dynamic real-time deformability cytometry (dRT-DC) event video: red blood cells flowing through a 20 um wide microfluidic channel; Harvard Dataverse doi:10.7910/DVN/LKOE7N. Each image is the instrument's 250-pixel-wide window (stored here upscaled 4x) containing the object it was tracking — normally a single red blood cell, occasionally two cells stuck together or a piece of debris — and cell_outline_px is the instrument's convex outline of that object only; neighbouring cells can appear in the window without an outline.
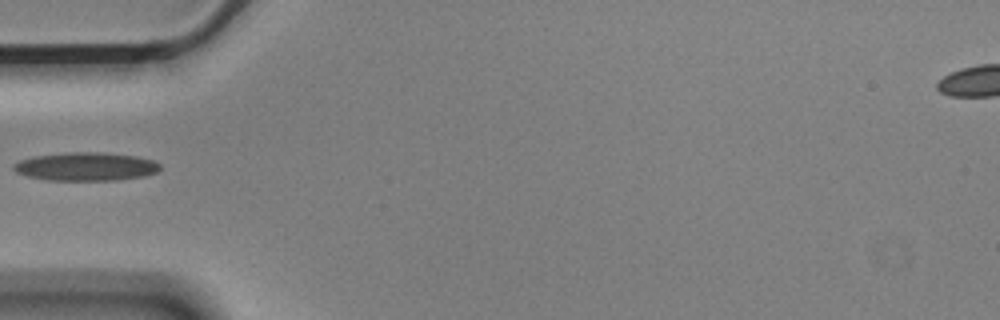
{"species": "Egyptian fruit bat (a non-hibernating species)", "species_latin": "Rousettus aegyptiacus", "temperature_condition": "cold", "stored_images_in_passage": 38, "camera_frame_rate_fps": 3000, "um_per_image_px": 0.085, "animal": {"sex": "male"}, "frame": {"image": 1, "passage_image": 1, "time_ms": 0.0, "image_size_px": [1000, 320], "cell_outline_px": [[160, 168], [156, 172], [144, 176], [116, 180], [48, 180], [28, 176], [16, 172], [12, 168], [12, 164], [20, 160], [32, 156], [68, 152], [104, 152], [136, 156], [152, 160], [160, 164]], "centroid_in_image_um": [7.27, 14.15], "position_along_channel_um": 77.7, "area_um2": 24.28}}
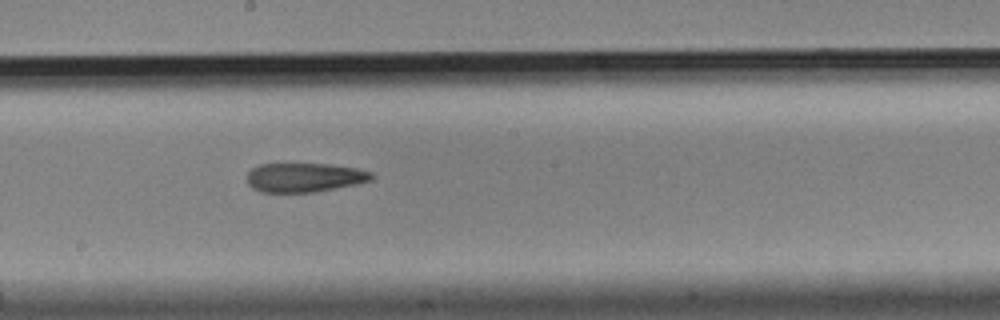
{"frame": {"image": 2, "passage_image": 13, "time_ms": 4.0, "image_size_px": [1000, 320], "cell_outline_px": [[372, 180], [356, 184], [312, 192], [260, 192], [252, 188], [248, 184], [248, 172], [252, 168], [260, 164], [328, 164], [356, 168], [372, 172]], "centroid_in_image_um": [25.86, 15.08], "position_along_channel_um": 222.3, "area_um2": 20.98}}
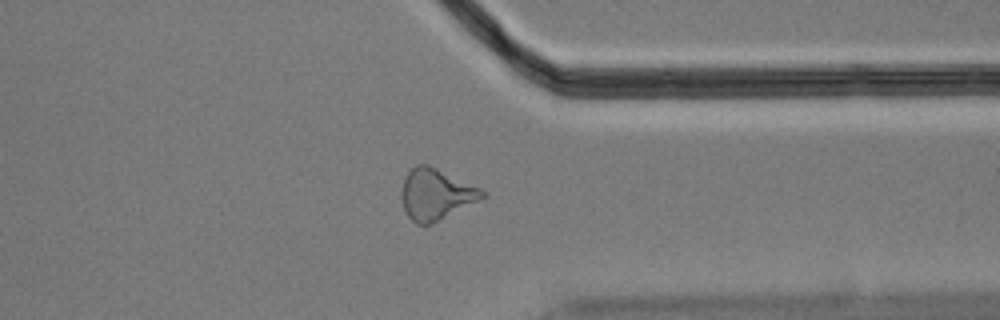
{"frame": {"image": 3, "passage_image": 26, "time_ms": 8.333, "image_size_px": [1000, 320], "cell_outline_px": [[488, 196], [480, 200], [428, 224], [416, 224], [408, 216], [404, 208], [400, 196], [400, 192], [404, 180], [408, 172], [416, 164], [428, 164], [480, 188], [488, 192]], "centroid_in_image_um": [37.05, 16.49], "position_along_channel_um": 374.4, "area_um2": 23.7}}